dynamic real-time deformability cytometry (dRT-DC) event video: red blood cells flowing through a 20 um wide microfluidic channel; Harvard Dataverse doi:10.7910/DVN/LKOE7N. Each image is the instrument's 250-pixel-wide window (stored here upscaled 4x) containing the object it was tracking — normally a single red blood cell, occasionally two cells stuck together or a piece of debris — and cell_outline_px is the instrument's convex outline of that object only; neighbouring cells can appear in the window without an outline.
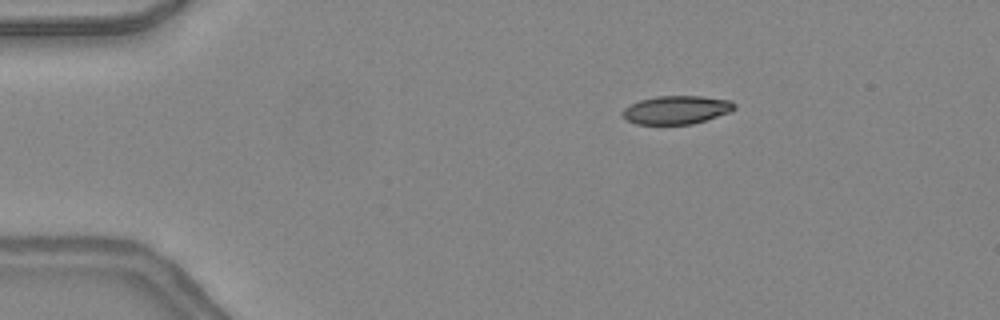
{"species": "common noctule bat (a hibernating species)", "species_latin": "Nyctalus noctula", "temperature_condition": "warm", "stored_images_in_passage": 48, "camera_frame_rate_fps": 3000, "um_per_image_px": 0.085, "animal": {"sex": "female", "body_mass_g": 24.6, "forearm_length_mm": 56.2}, "frame": {"image": 1, "passage_image": 9, "time_ms": 2.667, "image_size_px": [1000, 320], "cell_outline_px": [[736, 108], [728, 112], [692, 124], [636, 124], [620, 116], [620, 112], [624, 108], [640, 100], [656, 96], [700, 96], [732, 100], [736, 104]], "centroid_in_image_um": [57.47, 9.33], "position_along_channel_um": 27.5, "area_um2": 18.44}}
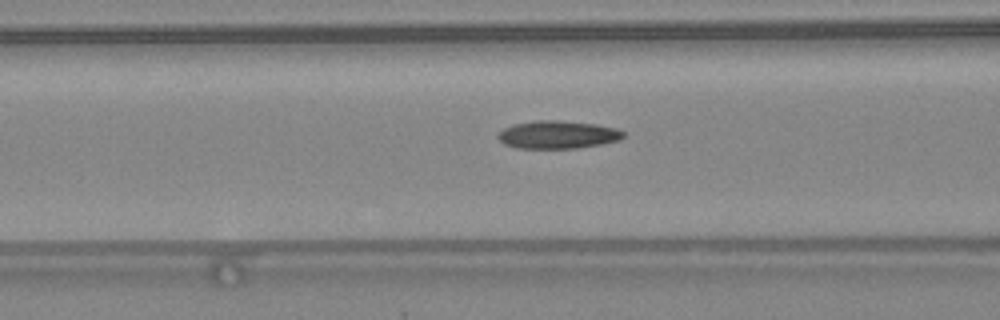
{"frame": {"image": 2, "passage_image": 20, "time_ms": 6.333, "image_size_px": [1000, 320], "cell_outline_px": [[624, 136], [620, 140], [604, 144], [580, 148], [516, 148], [504, 144], [496, 136], [504, 128], [512, 124], [536, 120], [556, 120], [596, 124], [616, 128], [624, 132]], "centroid_in_image_um": [47.41, 11.45], "position_along_channel_um": 119.2, "area_um2": 20.52}}
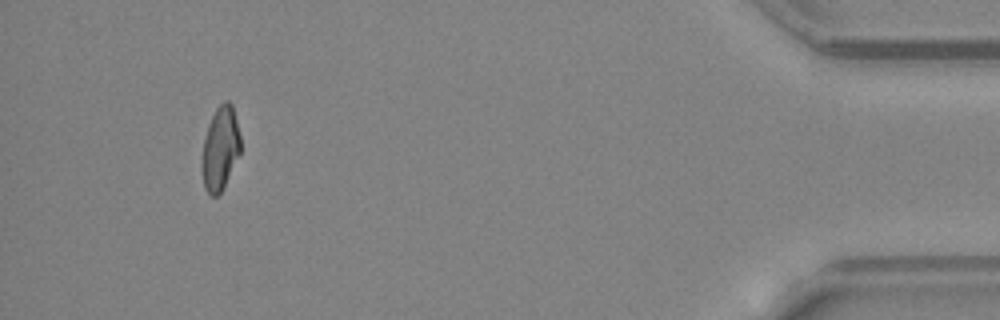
{"frame": {"image": 3, "passage_image": 45, "time_ms": 14.667, "image_size_px": [1000, 320], "cell_outline_px": [[240, 152], [220, 192], [216, 196], [212, 196], [204, 188], [200, 172], [200, 160], [204, 136], [208, 124], [216, 108], [224, 100], [228, 100], [232, 104], [240, 136]], "centroid_in_image_um": [18.67, 12.6], "position_along_channel_um": 416.5, "area_um2": 18.9}, "authors_computed_cell_mechanics": {"area_um2": 19.3341, "velocity_mm_per_s": 4.3977, "shape_relaxation_time_tau1_ms": null, "shape_relaxation_time_tau2_ms": 3.1887, "deformation_change_tau1": null, "deformation_change_tau2": 0.1173}}